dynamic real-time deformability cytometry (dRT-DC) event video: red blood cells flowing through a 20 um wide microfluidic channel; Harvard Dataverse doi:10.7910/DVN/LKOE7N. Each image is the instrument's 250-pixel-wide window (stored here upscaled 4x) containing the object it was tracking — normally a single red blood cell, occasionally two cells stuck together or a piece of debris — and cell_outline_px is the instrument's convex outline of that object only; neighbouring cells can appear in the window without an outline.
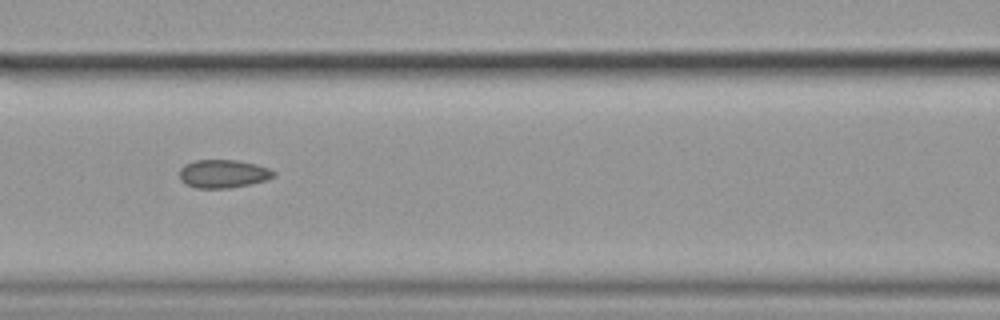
{"species": "common noctule bat (a hibernating species)", "species_latin": "Nyctalus noctula", "temperature_condition": "cold", "stored_images_in_passage": 12, "camera_frame_rate_fps": 3000, "um_per_image_px": 0.085, "animal": {"sex": "female", "body_mass_g": 19.9}, "frame": {"image": 1, "passage_image": 6, "time_ms": 1.667, "image_size_px": [1000, 320], "cell_outline_px": [[276, 176], [264, 180], [248, 184], [228, 188], [196, 188], [184, 184], [180, 180], [180, 168], [184, 164], [196, 160], [236, 160], [256, 164], [268, 168], [276, 172]], "centroid_in_image_um": [18.94, 14.77], "position_along_channel_um": 147.7, "area_um2": 15.49}}
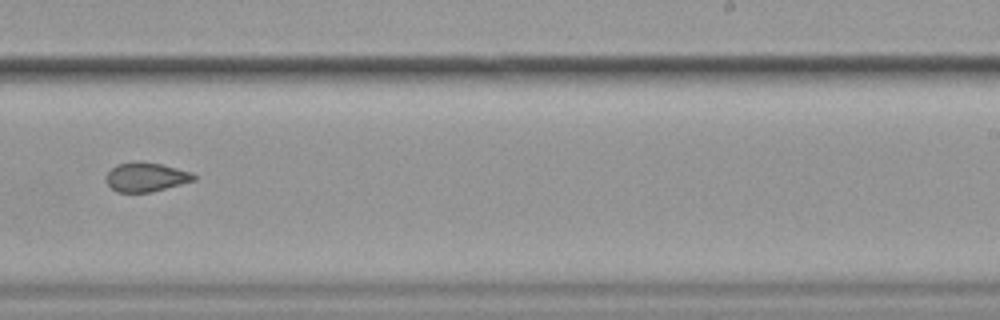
{"frame": {"image": 2, "passage_image": 9, "time_ms": 2.667, "image_size_px": [1000, 320], "cell_outline_px": [[196, 180], [152, 192], [116, 192], [104, 180], [104, 176], [116, 164], [132, 160], [140, 160], [160, 164], [192, 172], [196, 176]], "centroid_in_image_um": [12.37, 15.03], "position_along_channel_um": 276.6, "area_um2": 15.2}}
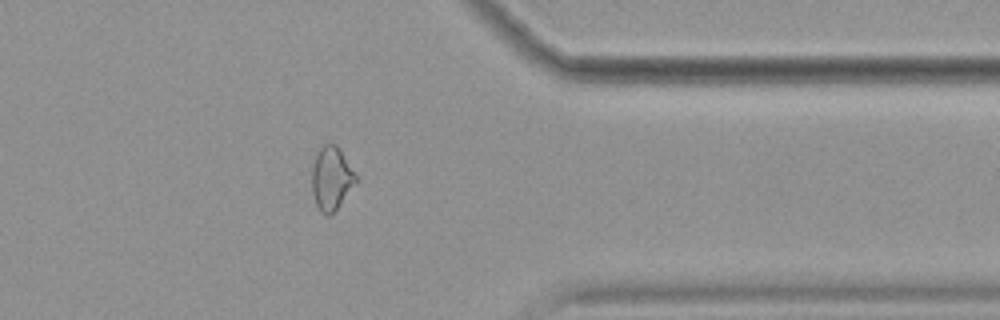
{"frame": {"image": 3, "passage_image": 12, "time_ms": 3.667, "image_size_px": [1000, 320], "cell_outline_px": [[360, 180], [336, 208], [328, 216], [320, 212], [316, 204], [312, 192], [312, 168], [316, 152], [324, 144], [336, 144], [340, 148]], "centroid_in_image_um": [28.19, 15.14], "position_along_channel_um": 383.2, "area_um2": 16.42}}